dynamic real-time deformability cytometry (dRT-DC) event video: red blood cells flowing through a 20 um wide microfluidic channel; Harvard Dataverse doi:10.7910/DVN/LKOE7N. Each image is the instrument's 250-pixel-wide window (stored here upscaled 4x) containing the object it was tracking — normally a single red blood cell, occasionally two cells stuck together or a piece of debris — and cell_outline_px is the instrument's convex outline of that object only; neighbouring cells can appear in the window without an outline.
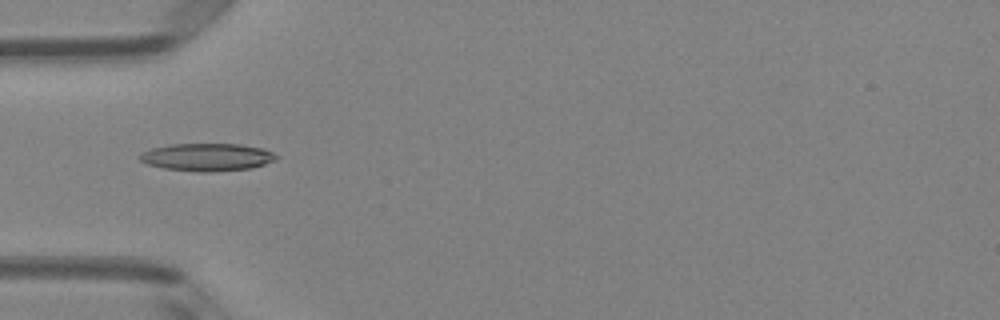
{"species": "Egyptian fruit bat (a non-hibernating species)", "species_latin": "Rousettus aegyptiacus", "temperature_condition": "room temperature", "stored_images_in_passage": 37, "camera_frame_rate_fps": 3000, "um_per_image_px": 0.085, "animal": {"sex": "female"}, "frame": {"image": 1, "passage_image": 3, "time_ms": 0.667, "image_size_px": [1000, 320], "cell_outline_px": [[280, 156], [276, 160], [252, 168], [212, 172], [196, 172], [164, 168], [148, 164], [140, 160], [140, 156], [144, 152], [152, 148], [168, 144], [240, 144], [264, 148]], "centroid_in_image_um": [17.66, 13.35], "position_along_channel_um": 67.3, "area_um2": 22.08}}
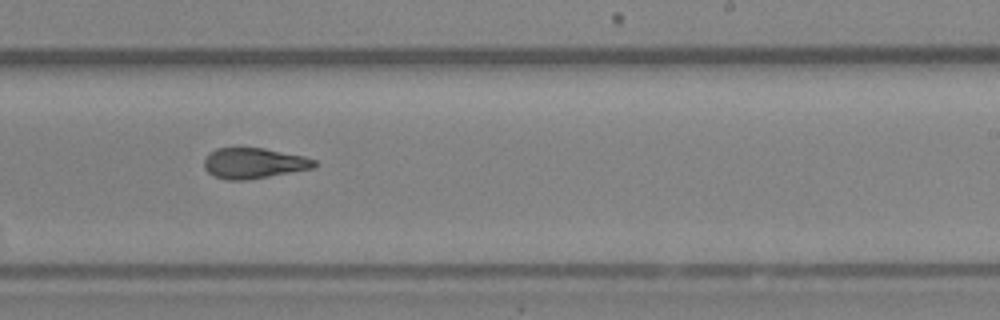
{"frame": {"image": 2, "passage_image": 18, "time_ms": 5.667, "image_size_px": [1000, 320], "cell_outline_px": [[316, 168], [244, 180], [228, 180], [216, 176], [208, 172], [204, 168], [204, 160], [208, 152], [216, 148], [264, 148], [304, 156], [316, 160]], "centroid_in_image_um": [21.57, 13.86], "position_along_channel_um": 267.4, "area_um2": 19.59}}
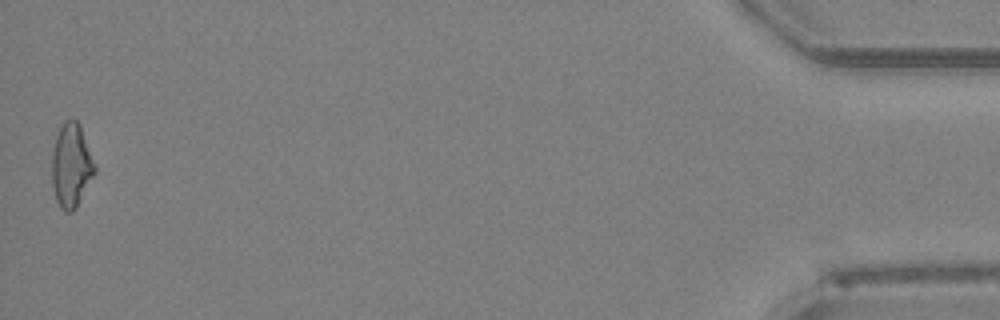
{"frame": {"image": 3, "passage_image": 37, "time_ms": 12.0, "image_size_px": [1000, 320], "cell_outline_px": [[96, 172], [76, 208], [72, 212], [64, 212], [60, 208], [56, 200], [52, 184], [52, 152], [56, 136], [60, 124], [64, 120], [76, 120], [80, 124], [96, 168]], "centroid_in_image_um": [6.05, 14.07], "position_along_channel_um": 429.2, "area_um2": 21.04}, "authors_computed_cell_mechanics": {"area_um2": 19.9988, "velocity_mm_per_s": 4.0163, "shape_relaxation_time_tau1_ms": null, "shape_relaxation_time_tau2_ms": 3.4083, "deformation_change_tau1": null, "deformation_change_tau2": 0.121}}